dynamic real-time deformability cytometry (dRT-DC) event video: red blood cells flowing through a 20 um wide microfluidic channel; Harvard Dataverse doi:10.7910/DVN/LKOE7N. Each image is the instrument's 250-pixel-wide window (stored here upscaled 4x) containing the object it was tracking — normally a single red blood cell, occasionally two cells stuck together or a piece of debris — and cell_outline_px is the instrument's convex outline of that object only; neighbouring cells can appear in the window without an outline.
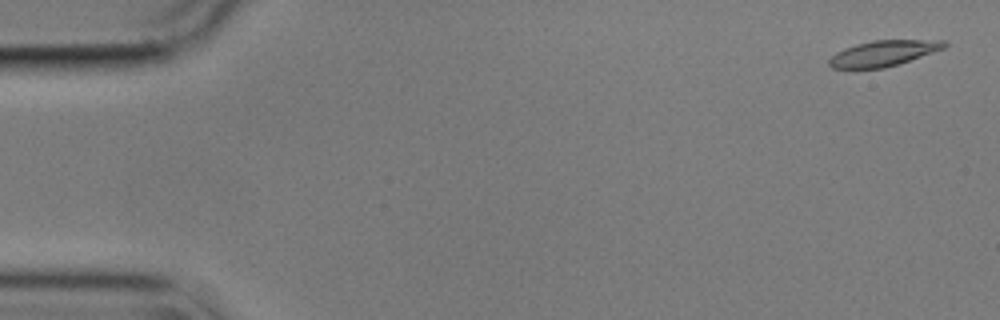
{"species": "common noctule bat (a hibernating species)", "species_latin": "Nyctalus noctula", "temperature_condition": "cold", "stored_images_in_passage": 56, "camera_frame_rate_fps": 3000, "um_per_image_px": 0.085, "animal": {"sex": "male", "body_mass_g": 17.9}, "frame": {"image": 1, "passage_image": 2, "time_ms": 0.333, "image_size_px": [1000, 320], "cell_outline_px": [[948, 44], [944, 48], [884, 68], [832, 68], [828, 64], [828, 60], [836, 52], [844, 48], [856, 44], [872, 40], [948, 40]], "centroid_in_image_um": [75.06, 4.51], "position_along_channel_um": 9.9, "area_um2": 16.99}}
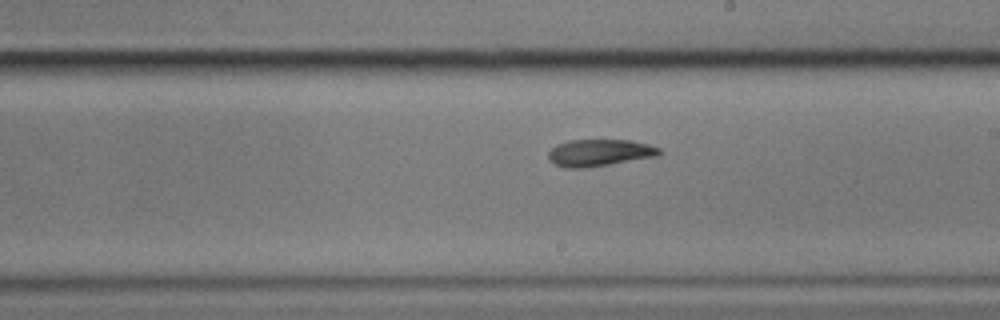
{"frame": {"image": 2, "passage_image": 32, "time_ms": 10.333, "image_size_px": [1000, 320], "cell_outline_px": [[664, 152], [660, 156], [588, 168], [564, 168], [548, 160], [548, 152], [556, 144], [568, 140], [632, 140], [648, 144], [660, 148]], "centroid_in_image_um": [50.99, 12.99], "position_along_channel_um": 238.0, "area_um2": 17.8}}
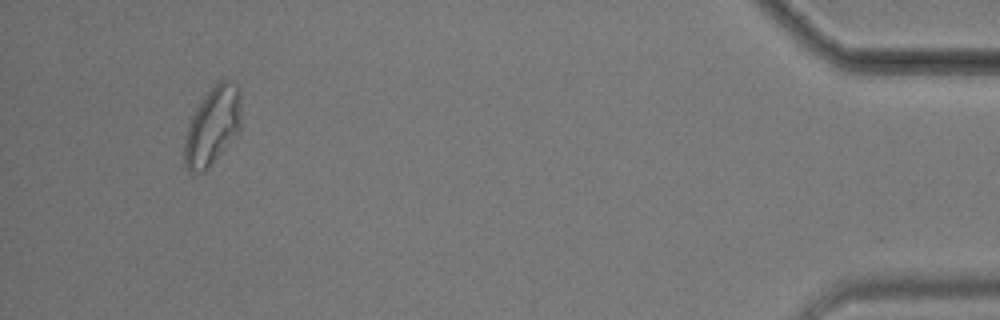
{"frame": {"image": 3, "passage_image": 53, "time_ms": 17.333, "image_size_px": [1000, 320], "cell_outline_px": [[240, 128], [208, 168], [204, 172], [192, 176], [188, 172], [184, 164], [184, 140], [188, 124], [196, 108], [212, 84], [216, 80], [224, 76], [228, 76], [240, 88]], "centroid_in_image_um": [18.04, 10.66], "position_along_channel_um": 417.2, "area_um2": 26.3}, "authors_computed_cell_mechanics": {"area_um2": 18.0047, "velocity_mm_per_s": 3.5517, "shape_relaxation_time_tau1_ms": 9.7132, "shape_relaxation_time_tau2_ms": 9.2999, "deformation_change_tau1": 0.1937, "deformation_change_tau2": 0.1565}}